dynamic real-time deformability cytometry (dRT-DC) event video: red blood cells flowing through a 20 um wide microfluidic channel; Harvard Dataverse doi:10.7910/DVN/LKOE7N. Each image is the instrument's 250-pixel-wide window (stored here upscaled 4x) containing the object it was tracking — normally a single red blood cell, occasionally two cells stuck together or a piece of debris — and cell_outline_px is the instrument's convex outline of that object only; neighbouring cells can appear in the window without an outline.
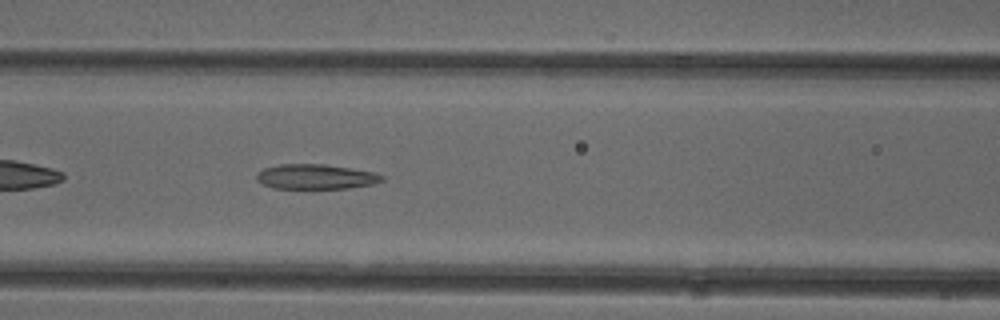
{"species": "common noctule bat (a hibernating species)", "species_latin": "Nyctalus noctula", "temperature_condition": "cold", "stored_images_in_passage": 37, "camera_frame_rate_fps": 3000, "um_per_image_px": 0.085, "animal": {"sex": "female"}, "frame": {"image": 1, "passage_image": 8, "time_ms": 2.333, "image_size_px": [1000, 320], "cell_outline_px": [[384, 180], [372, 184], [348, 188], [272, 188], [256, 180], [256, 172], [264, 168], [280, 164], [324, 164], [376, 172], [384, 176]], "centroid_in_image_um": [26.83, 15.01], "position_along_channel_um": 139.8, "area_um2": 18.21}}
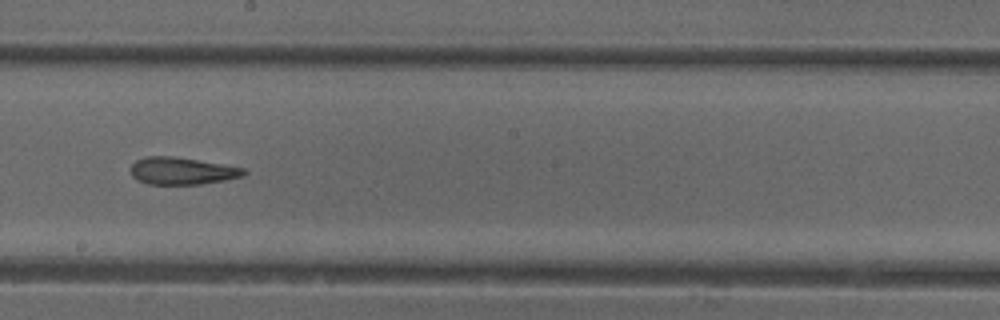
{"frame": {"image": 2, "passage_image": 15, "time_ms": 4.667, "image_size_px": [1000, 320], "cell_outline_px": [[248, 172], [244, 176], [224, 180], [200, 184], [148, 184], [136, 180], [132, 176], [128, 168], [136, 160], [144, 156], [172, 156], [224, 164], [244, 168]], "centroid_in_image_um": [15.43, 14.52], "position_along_channel_um": 232.8, "area_um2": 18.15}}
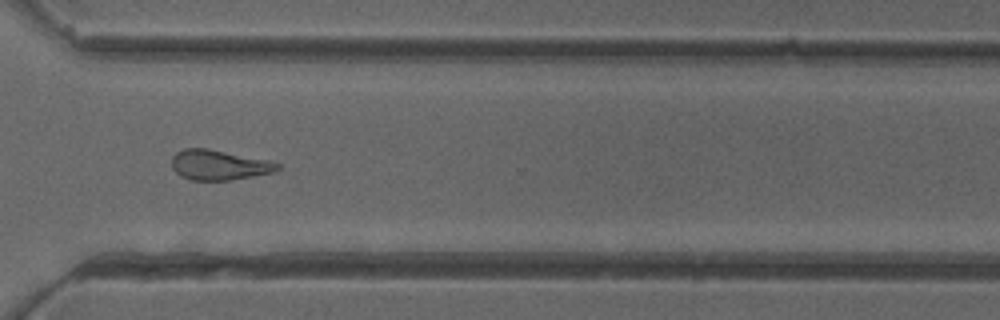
{"frame": {"image": 3, "passage_image": 24, "time_ms": 7.667, "image_size_px": [1000, 320], "cell_outline_px": [[280, 168], [272, 172], [232, 180], [192, 180], [180, 176], [172, 168], [172, 156], [176, 152], [184, 148], [208, 148], [268, 160], [280, 164]], "centroid_in_image_um": [18.58, 14.02], "position_along_channel_um": 352.0, "area_um2": 18.5}, "authors_computed_cell_mechanics": {"area_um2": 18.6694, "velocity_mm_per_s": 3.995, "shape_relaxation_time_tau1_ms": null, "shape_relaxation_time_tau2_ms": 6.2838, "deformation_change_tau1": null, "deformation_change_tau2": 0.1637}}